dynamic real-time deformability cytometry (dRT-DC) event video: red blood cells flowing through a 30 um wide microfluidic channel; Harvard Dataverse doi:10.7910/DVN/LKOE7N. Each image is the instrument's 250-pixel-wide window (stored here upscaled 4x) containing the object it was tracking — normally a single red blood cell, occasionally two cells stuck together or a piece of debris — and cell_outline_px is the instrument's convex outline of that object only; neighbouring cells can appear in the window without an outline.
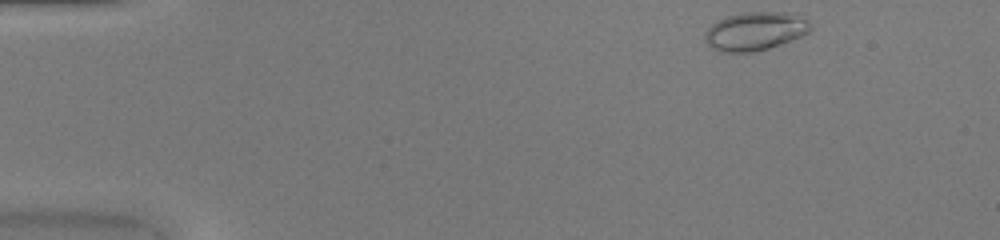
{"species": "common noctule bat (a hibernating species)", "species_latin": "Nyctalus noctula", "temperature_condition": "warm", "stored_images_in_passage": 44, "camera_frame_rate_fps": 3000, "um_per_image_px": 0.085, "animal": {"sex": "female", "body_mass_g": 20.0, "forearm_length_mm": 54.0}, "frame": {"image": 1, "passage_image": 1, "time_ms": 0.0, "image_size_px": [1000, 240], "cell_outline_px": [[812, 28], [808, 32], [800, 36], [768, 48], [752, 52], [720, 52], [712, 48], [704, 40], [704, 32], [716, 20], [740, 12], [796, 12], [808, 20], [812, 24]], "centroid_in_image_um": [64.18, 2.63], "position_along_channel_um": 20.8, "area_um2": 23.87}}
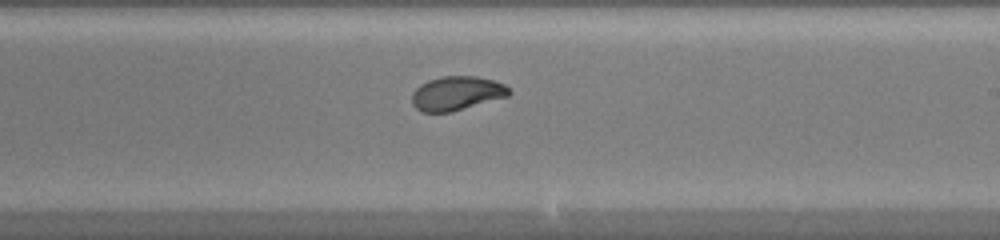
{"frame": {"image": 2, "passage_image": 25, "time_ms": 8.0, "image_size_px": [1000, 240], "cell_outline_px": [[512, 92], [508, 96], [452, 112], [420, 112], [412, 104], [412, 92], [420, 84], [428, 80], [440, 76], [476, 76], [492, 80], [504, 84]], "centroid_in_image_um": [38.79, 7.93], "position_along_channel_um": 250.2, "area_um2": 19.36}}
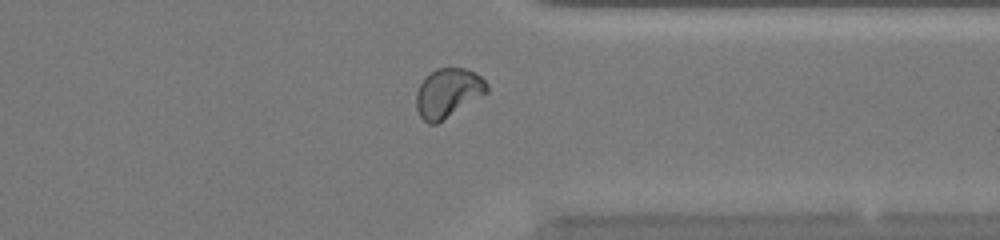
{"frame": {"image": 3, "passage_image": 34, "time_ms": 11.0, "image_size_px": [1000, 240], "cell_outline_px": [[488, 92], [436, 124], [428, 124], [420, 116], [416, 108], [416, 92], [420, 84], [436, 68], [464, 68], [480, 76], [488, 84]], "centroid_in_image_um": [38.07, 7.91], "position_along_channel_um": 373.3, "area_um2": 19.88}, "authors_computed_cell_mechanics": {"area_um2": 20.23, "velocity_mm_per_s": 4.1608, "shape_relaxation_time_tau1_ms": 5.5772, "shape_relaxation_time_tau2_ms": null, "deformation_change_tau1": 0.206, "deformation_change_tau2": null}}